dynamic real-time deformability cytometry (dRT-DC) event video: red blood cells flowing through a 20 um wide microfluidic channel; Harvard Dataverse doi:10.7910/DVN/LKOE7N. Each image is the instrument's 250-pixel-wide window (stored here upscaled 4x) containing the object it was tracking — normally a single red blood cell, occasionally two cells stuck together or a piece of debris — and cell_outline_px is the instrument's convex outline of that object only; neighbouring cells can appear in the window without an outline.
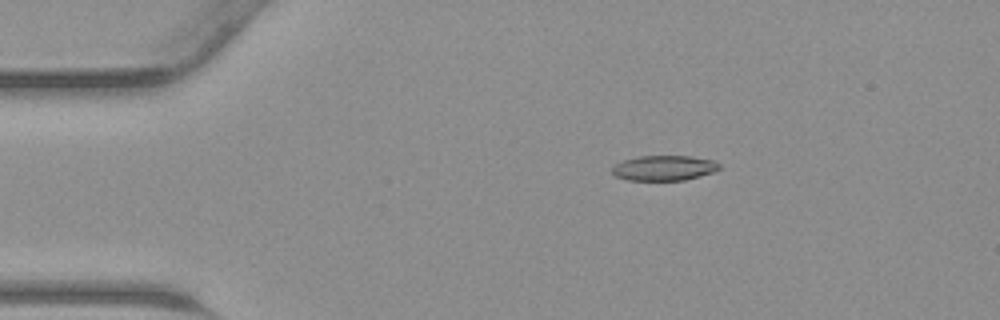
{"species": "common noctule bat (a hibernating species)", "species_latin": "Nyctalus noctula", "temperature_condition": "warm", "stored_images_in_passage": 45, "camera_frame_rate_fps": 3000, "um_per_image_px": 0.085, "animal": {"sex": "male", "body_mass_g": 23.1, "forearm_length_mm": 52.7}, "frame": {"image": 1, "passage_image": 8, "time_ms": 2.333, "image_size_px": [1000, 320], "cell_outline_px": [[720, 168], [712, 172], [700, 176], [684, 180], [628, 180], [616, 176], [612, 172], [612, 168], [616, 164], [624, 160], [640, 156], [692, 156], [716, 160], [720, 164]], "centroid_in_image_um": [56.48, 14.27], "position_along_channel_um": 28.5, "area_um2": 15.66}}
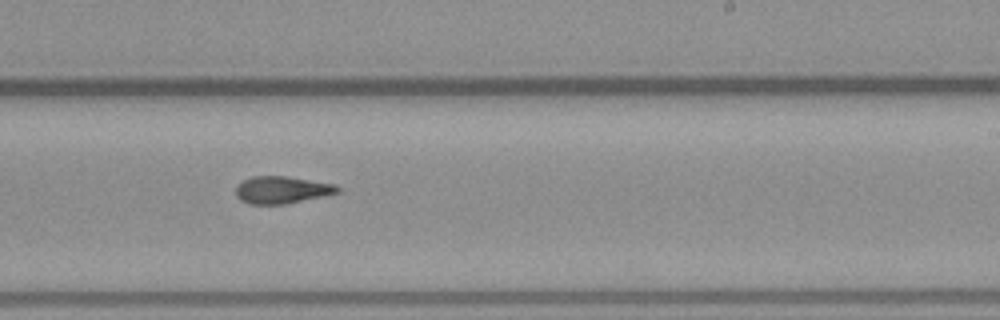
{"frame": {"image": 2, "passage_image": 27, "time_ms": 8.667, "image_size_px": [1000, 320], "cell_outline_px": [[340, 192], [284, 204], [248, 204], [240, 200], [236, 196], [236, 184], [252, 176], [284, 176], [332, 184], [340, 188]], "centroid_in_image_um": [23.88, 16.14], "position_along_channel_um": 265.1, "area_um2": 15.9}}
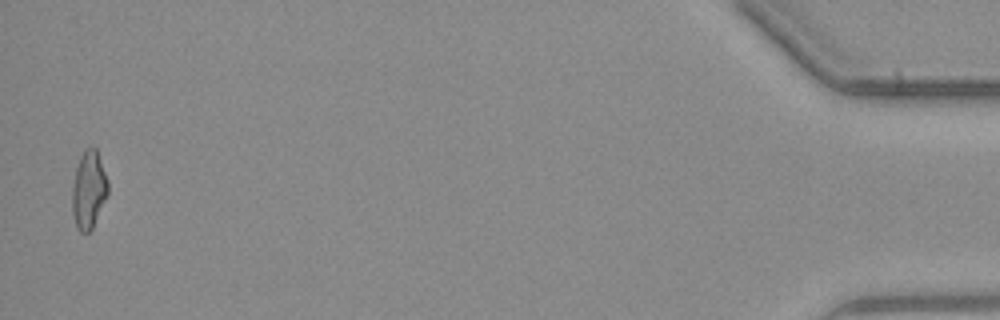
{"frame": {"image": 3, "passage_image": 44, "time_ms": 14.333, "image_size_px": [1000, 320], "cell_outline_px": [[108, 196], [92, 228], [88, 232], [80, 232], [76, 228], [72, 212], [72, 188], [76, 168], [80, 156], [84, 148], [96, 148], [108, 180]], "centroid_in_image_um": [7.54, 16.14], "position_along_channel_um": 427.7, "area_um2": 16.3}}